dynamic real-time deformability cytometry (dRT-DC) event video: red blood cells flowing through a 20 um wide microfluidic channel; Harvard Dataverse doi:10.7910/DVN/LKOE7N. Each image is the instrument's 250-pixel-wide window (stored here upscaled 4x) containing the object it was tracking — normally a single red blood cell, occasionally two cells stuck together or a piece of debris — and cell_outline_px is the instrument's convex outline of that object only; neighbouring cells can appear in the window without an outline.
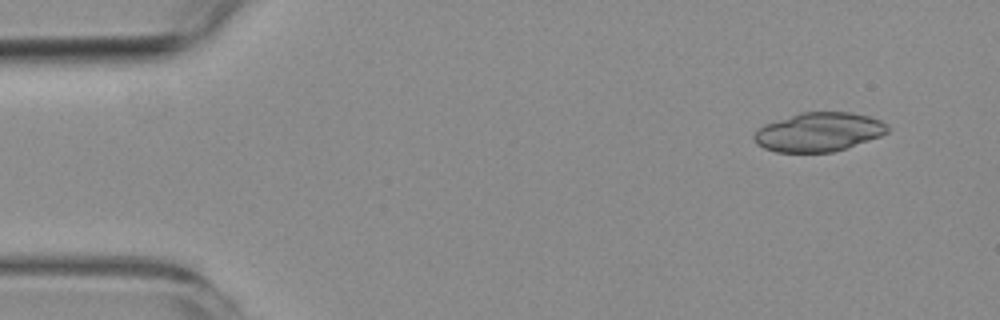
{"species": "common noctule bat (a hibernating species)", "species_latin": "Nyctalus noctula", "temperature_condition": "room temperature", "stored_images_in_passage": 4, "camera_frame_rate_fps": 3000, "um_per_image_px": 0.085, "animal": {"sex": "female", "body_mass_g": 19.3, "forearm_length_mm": 54.1}, "frame": {"image": 1, "passage_image": 1, "time_ms": 0.0, "image_size_px": [1000, 320], "cell_outline_px": [[888, 132], [880, 136], [832, 152], [776, 152], [764, 148], [756, 144], [752, 136], [764, 124], [804, 112], [848, 112], [868, 116], [880, 120], [888, 124]], "centroid_in_image_um": [69.58, 11.22], "position_along_channel_um": 15.4, "area_um2": 29.94}}